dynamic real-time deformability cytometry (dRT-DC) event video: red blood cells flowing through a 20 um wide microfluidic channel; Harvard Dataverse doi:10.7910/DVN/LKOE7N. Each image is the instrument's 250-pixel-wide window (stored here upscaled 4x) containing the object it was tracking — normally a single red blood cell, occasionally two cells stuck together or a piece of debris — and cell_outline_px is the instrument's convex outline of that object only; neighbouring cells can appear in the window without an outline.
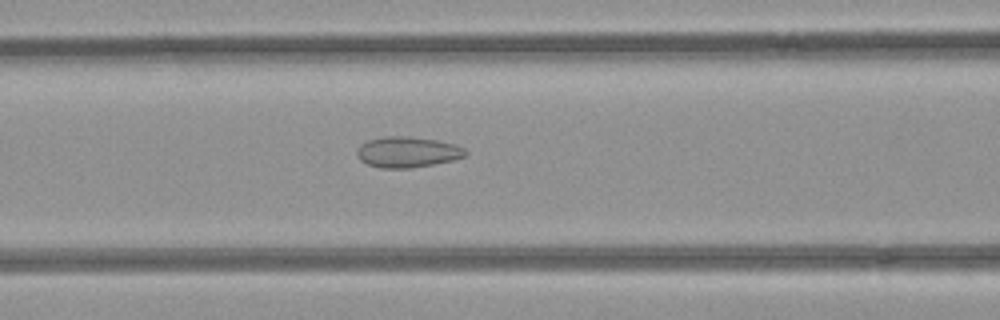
{"species": "common noctule bat (a hibernating species)", "species_latin": "Nyctalus noctula", "temperature_condition": "room temperature", "stored_images_in_passage": 38, "camera_frame_rate_fps": 3000, "um_per_image_px": 0.085, "animal": {"sex": "female", "body_mass_g": 21.9}, "frame": {"image": 1, "passage_image": 8, "time_ms": 2.333, "image_size_px": [1000, 320], "cell_outline_px": [[468, 152], [464, 156], [452, 160], [412, 168], [380, 168], [368, 164], [360, 160], [356, 156], [356, 148], [360, 144], [368, 140], [384, 136], [408, 136], [436, 140], [456, 144], [464, 148]], "centroid_in_image_um": [34.59, 12.92], "position_along_channel_um": 132.0, "area_um2": 19.54}}
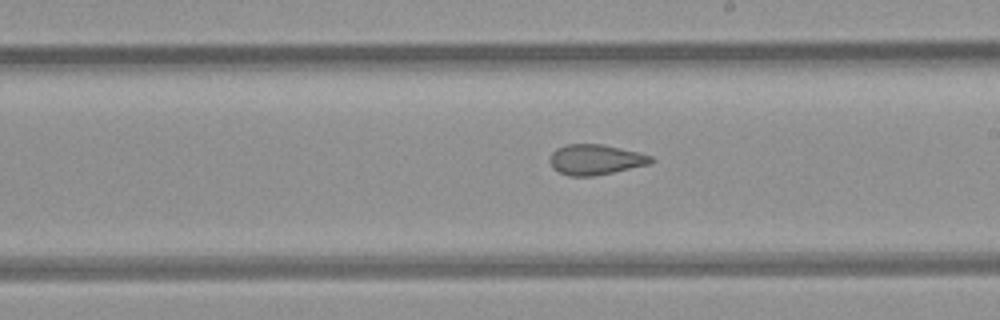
{"frame": {"image": 2, "passage_image": 16, "time_ms": 5.0, "image_size_px": [1000, 320], "cell_outline_px": [[656, 160], [652, 164], [592, 176], [568, 176], [552, 168], [548, 160], [552, 152], [556, 148], [564, 144], [604, 144], [652, 156]], "centroid_in_image_um": [50.6, 13.56], "position_along_channel_um": 238.4, "area_um2": 18.03}}
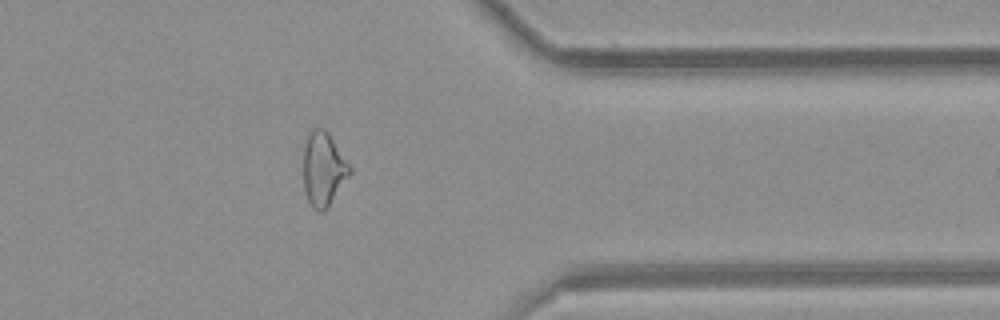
{"frame": {"image": 3, "passage_image": 28, "time_ms": 9.0, "image_size_px": [1000, 320], "cell_outline_px": [[352, 172], [328, 204], [320, 212], [312, 208], [308, 200], [304, 188], [304, 144], [312, 128], [324, 128], [328, 132], [348, 164]], "centroid_in_image_um": [27.46, 14.34], "position_along_channel_um": 383.9, "area_um2": 19.31}, "authors_computed_cell_mechanics": {"area_um2": 19.3052, "velocity_mm_per_s": 3.9941, "shape_relaxation_time_tau1_ms": null, "shape_relaxation_time_tau2_ms": 2.2428, "deformation_change_tau1": null, "deformation_change_tau2": 0.0942}}